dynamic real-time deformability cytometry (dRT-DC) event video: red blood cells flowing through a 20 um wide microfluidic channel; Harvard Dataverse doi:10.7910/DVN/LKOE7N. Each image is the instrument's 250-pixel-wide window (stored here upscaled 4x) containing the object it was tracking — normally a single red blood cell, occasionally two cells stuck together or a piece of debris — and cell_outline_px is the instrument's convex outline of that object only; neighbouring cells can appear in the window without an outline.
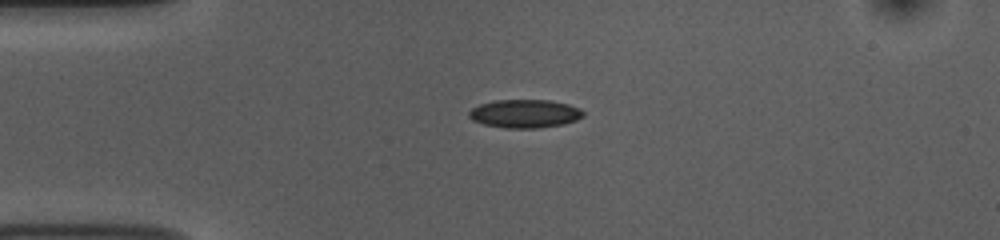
{"species": "common noctule bat (a hibernating species)", "species_latin": "Nyctalus noctula", "temperature_condition": "room temperature", "stored_images_in_passage": 42, "camera_frame_rate_fps": 3000, "um_per_image_px": 0.085, "animal": {"sex": "female", "body_mass_g": 10.0, "forearm_length_mm": 53.1}, "frame": {"image": 1, "passage_image": 1, "time_ms": 0.0, "image_size_px": [1000, 240], "cell_outline_px": [[584, 116], [576, 120], [564, 124], [536, 128], [504, 128], [484, 124], [472, 120], [468, 116], [468, 112], [472, 108], [480, 104], [496, 100], [552, 100], [568, 104], [580, 108], [584, 112]], "centroid_in_image_um": [44.61, 9.66], "position_along_channel_um": 40.4, "area_um2": 18.96}}
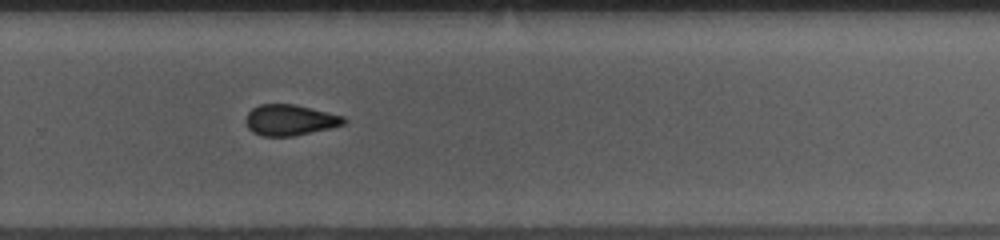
{"frame": {"image": 2, "passage_image": 24, "time_ms": 7.667, "image_size_px": [1000, 240], "cell_outline_px": [[348, 120], [344, 124], [328, 128], [292, 136], [260, 136], [252, 132], [248, 128], [244, 120], [248, 112], [252, 108], [260, 104], [292, 104], [344, 116]], "centroid_in_image_um": [24.59, 10.2], "position_along_channel_um": 305.2, "area_um2": 17.51}}
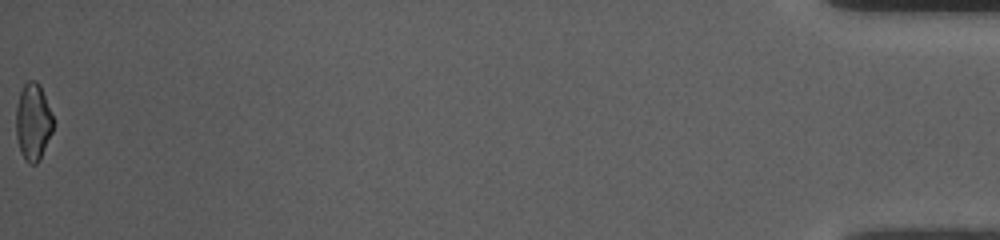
{"frame": {"image": 3, "passage_image": 42, "time_ms": 13.667, "image_size_px": [1000, 240], "cell_outline_px": [[52, 132], [40, 160], [36, 164], [28, 164], [24, 160], [20, 152], [16, 136], [16, 104], [20, 92], [24, 84], [28, 80], [36, 80], [40, 84], [52, 116]], "centroid_in_image_um": [2.78, 10.38], "position_along_channel_um": 432.4, "area_um2": 16.76}, "authors_computed_cell_mechanics": {"area_um2": 17.7735, "velocity_mm_per_s": 3.7686, "shape_relaxation_time_tau1_ms": 4.8611, "shape_relaxation_time_tau2_ms": 4.0524, "deformation_change_tau1": 0.1387, "deformation_change_tau2": 0.1145}}